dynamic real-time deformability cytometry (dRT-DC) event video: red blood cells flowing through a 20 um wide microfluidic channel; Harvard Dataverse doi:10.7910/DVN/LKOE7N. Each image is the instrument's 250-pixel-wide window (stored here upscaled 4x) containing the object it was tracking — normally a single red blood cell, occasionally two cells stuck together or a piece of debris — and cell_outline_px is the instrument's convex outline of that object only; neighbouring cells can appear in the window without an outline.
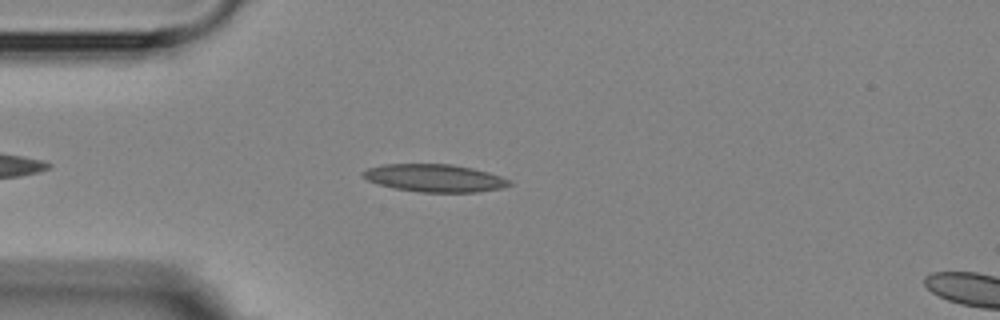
{"species": "Egyptian fruit bat (a non-hibernating species)", "species_latin": "Rousettus aegyptiacus", "temperature_condition": "room temperature", "stored_images_in_passage": 5, "segment_of_instrument_passage": [1, 2], "camera_frame_rate_fps": 3000, "um_per_image_px": 0.085, "animal": {"sex": "female"}, "frame": {"image": 1, "passage_image": 4, "time_ms": 4.0, "image_size_px": [1000, 320], "cell_outline_px": [[512, 184], [500, 188], [476, 192], [420, 192], [396, 188], [380, 184], [368, 180], [360, 176], [360, 172], [368, 168], [384, 164], [452, 164], [472, 168], [488, 172], [512, 180]], "centroid_in_image_um": [36.93, 15.13], "position_along_channel_um": 48.1, "area_um2": 23.52}}